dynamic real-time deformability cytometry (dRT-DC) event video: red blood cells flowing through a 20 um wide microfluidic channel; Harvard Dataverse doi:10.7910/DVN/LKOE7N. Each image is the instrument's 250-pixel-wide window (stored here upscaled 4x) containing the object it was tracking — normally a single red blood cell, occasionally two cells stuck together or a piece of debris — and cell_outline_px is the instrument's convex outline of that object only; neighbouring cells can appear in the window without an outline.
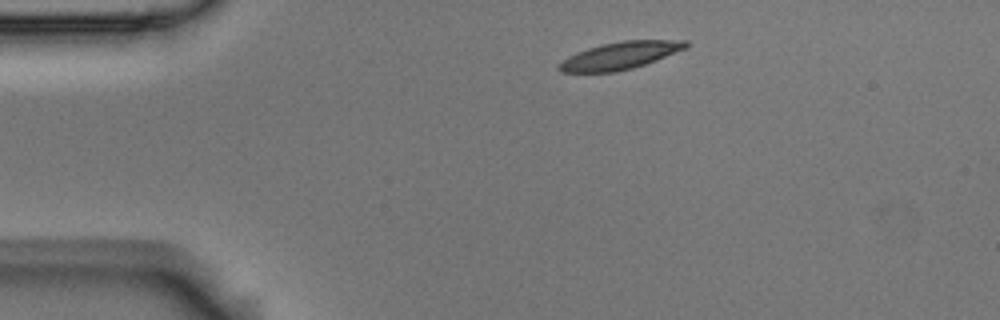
{"species": "Egyptian fruit bat (a non-hibernating species)", "species_latin": "Rousettus aegyptiacus", "temperature_condition": "room temperature", "stored_images_in_passage": 5, "camera_frame_rate_fps": 3000, "um_per_image_px": 0.085, "animal": {"sex": "male"}, "frame": {"image": 1, "passage_image": 1, "time_ms": 0.0, "image_size_px": [1000, 320], "cell_outline_px": [[688, 48], [656, 60], [632, 68], [616, 72], [560, 72], [556, 68], [556, 64], [568, 56], [576, 52], [600, 44], [624, 40], [688, 40]], "centroid_in_image_um": [52.68, 4.72], "position_along_channel_um": 32.3, "area_um2": 20.4}}
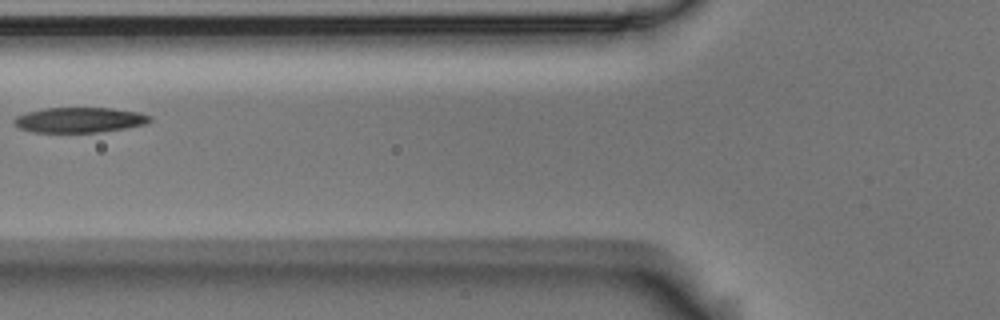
{"frame": {"image": 2, "passage_image": 4, "time_ms": 1.0, "image_size_px": [1000, 320], "cell_outline_px": [[152, 120], [144, 124], [124, 128], [96, 132], [32, 132], [20, 128], [12, 124], [12, 120], [16, 116], [28, 112], [44, 108], [112, 108], [140, 112], [152, 116]], "centroid_in_image_um": [6.73, 10.19], "position_along_channel_um": 119.1, "area_um2": 19.94}}
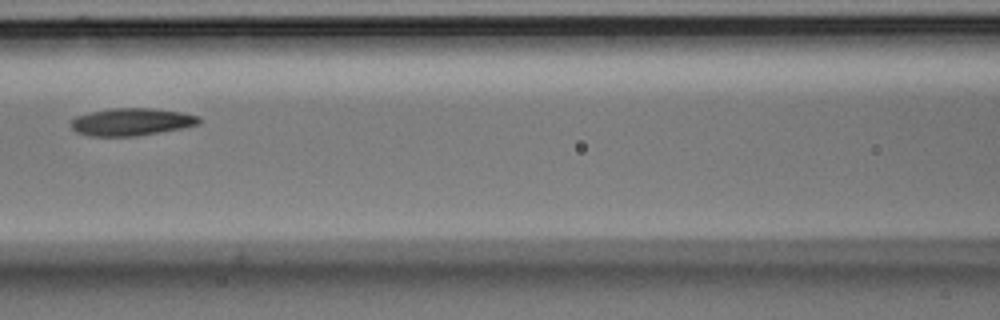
{"frame": {"image": 3, "passage_image": 5, "time_ms": 1.333, "image_size_px": [1000, 320], "cell_outline_px": [[204, 120], [200, 124], [180, 128], [136, 136], [88, 136], [76, 132], [68, 124], [76, 116], [92, 112], [112, 108], [152, 108], [180, 112], [200, 116]], "centroid_in_image_um": [11.18, 10.36], "position_along_channel_um": 155.4, "area_um2": 20.52}}